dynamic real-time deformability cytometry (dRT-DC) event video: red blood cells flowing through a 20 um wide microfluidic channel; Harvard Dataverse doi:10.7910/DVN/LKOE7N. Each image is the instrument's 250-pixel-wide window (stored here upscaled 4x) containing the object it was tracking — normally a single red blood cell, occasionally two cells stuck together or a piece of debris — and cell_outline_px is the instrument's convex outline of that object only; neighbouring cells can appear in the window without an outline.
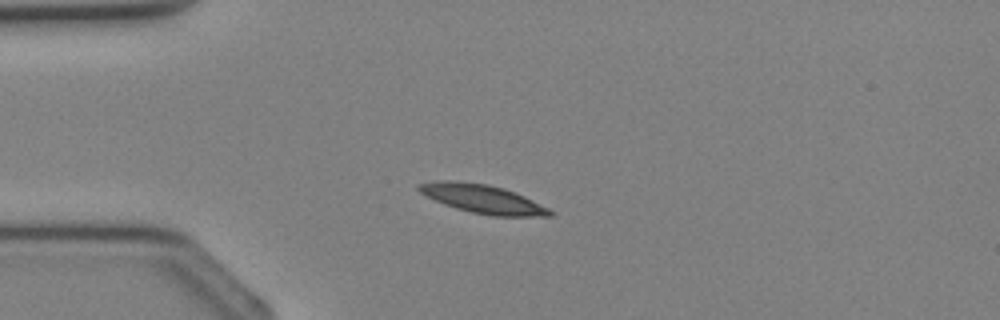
{"species": "Egyptian fruit bat (a non-hibernating species)", "species_latin": "Rousettus aegyptiacus", "temperature_condition": "cold", "stored_images_in_passage": 34, "camera_frame_rate_fps": 3000, "um_per_image_px": 0.085, "animal": {"sex": "female"}, "frame": {"image": 1, "passage_image": 7, "time_ms": 2.0, "image_size_px": [1000, 320], "cell_outline_px": [[556, 212], [552, 216], [492, 216], [472, 212], [456, 208], [444, 204], [420, 192], [416, 188], [416, 184], [436, 180], [448, 180], [488, 184], [504, 188], [516, 192]], "centroid_in_image_um": [41.03, 16.9], "position_along_channel_um": 44.0, "area_um2": 21.85}}
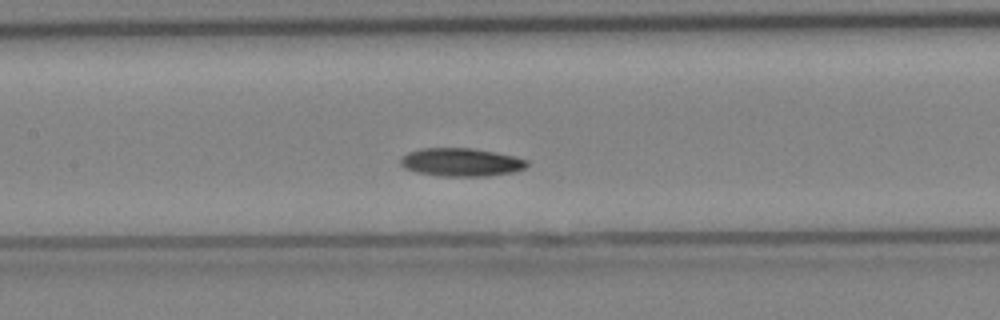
{"frame": {"image": 2, "passage_image": 15, "time_ms": 4.667, "image_size_px": [1000, 320], "cell_outline_px": [[528, 164], [524, 168], [516, 172], [488, 176], [440, 176], [416, 172], [404, 168], [400, 164], [400, 156], [408, 152], [420, 148], [472, 148], [512, 156], [528, 160]], "centroid_in_image_um": [39.15, 13.79], "position_along_channel_um": 168.2, "area_um2": 20.87}}
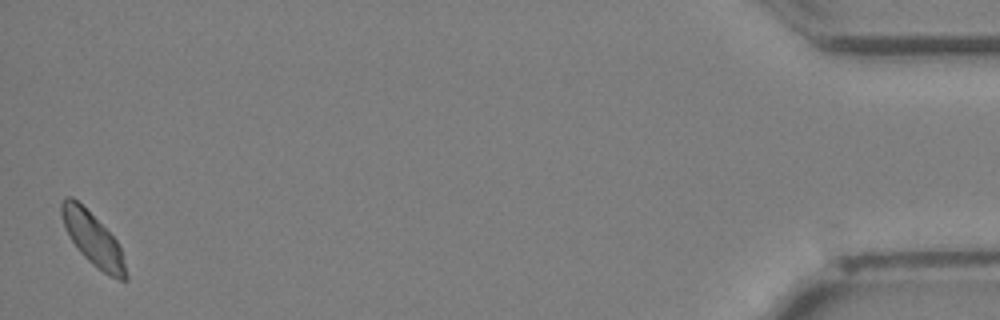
{"frame": {"image": 3, "passage_image": 34, "time_ms": 11.0, "image_size_px": [1000, 320], "cell_outline_px": [[128, 280], [120, 280], [108, 276], [92, 264], [80, 252], [72, 240], [64, 224], [60, 212], [60, 204], [64, 196], [72, 196], [116, 240], [120, 248], [128, 276]], "centroid_in_image_um": [7.89, 20.35], "position_along_channel_um": 427.3, "area_um2": 19.19}}